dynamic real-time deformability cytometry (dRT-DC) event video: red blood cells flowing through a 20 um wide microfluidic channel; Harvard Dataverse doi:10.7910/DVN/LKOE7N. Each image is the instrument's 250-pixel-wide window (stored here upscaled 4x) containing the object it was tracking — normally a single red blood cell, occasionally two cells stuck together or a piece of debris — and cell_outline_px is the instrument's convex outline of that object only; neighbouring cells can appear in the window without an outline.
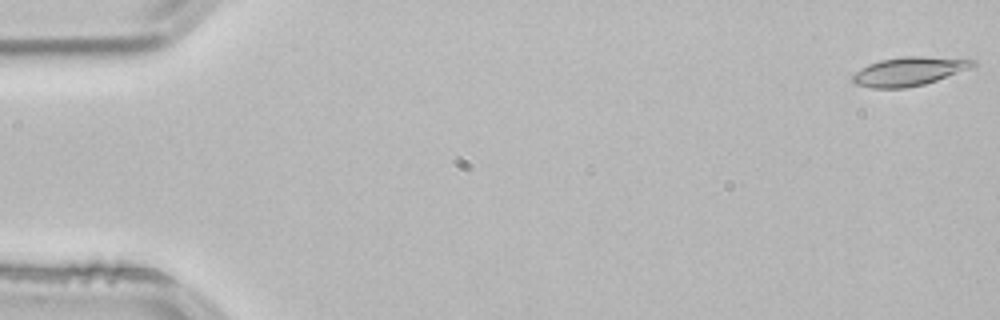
{"species": "common noctule bat (a hibernating species)", "species_latin": "Nyctalus noctula", "temperature_condition": "room temperature", "stored_images_in_passage": 51, "camera_frame_rate_fps": 3000, "um_per_image_px": 0.085, "animal": {"sex": "male", "body_mass_g": 21.5, "forearm_length_mm": 52.0}, "frame": {"image": 1, "passage_image": 1, "time_ms": 0.0, "image_size_px": [1000, 320], "cell_outline_px": [[976, 64], [968, 68], [936, 80], [924, 84], [904, 88], [872, 88], [856, 84], [852, 80], [852, 76], [860, 68], [868, 64], [880, 60], [904, 56], [968, 56], [976, 60]], "centroid_in_image_um": [77.34, 6.02], "position_along_channel_um": 7.7, "area_um2": 20.46}}
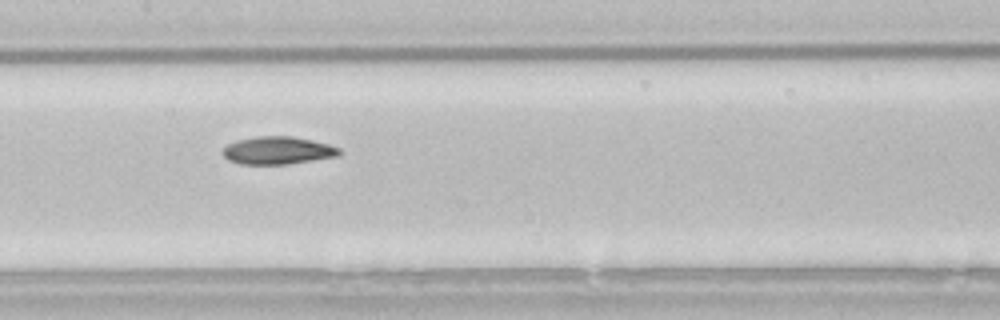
{"frame": {"image": 2, "passage_image": 26, "time_ms": 8.333, "image_size_px": [1000, 320], "cell_outline_px": [[340, 156], [288, 164], [240, 164], [228, 160], [220, 152], [228, 144], [236, 140], [256, 136], [292, 136], [312, 140], [328, 144], [340, 148]], "centroid_in_image_um": [23.6, 12.79], "position_along_channel_um": 183.8, "area_um2": 18.96}}
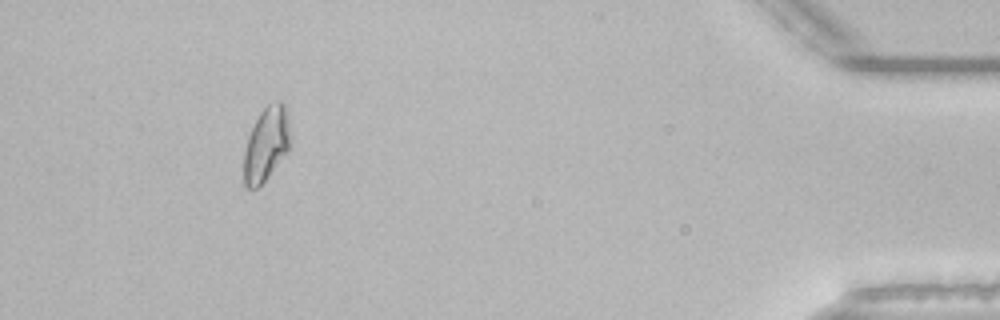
{"frame": {"image": 3, "passage_image": 49, "time_ms": 16.0, "image_size_px": [1000, 320], "cell_outline_px": [[292, 148], [268, 176], [256, 188], [248, 188], [244, 184], [244, 152], [248, 136], [260, 112], [268, 104], [276, 100], [280, 100], [284, 104], [288, 112], [292, 136]], "centroid_in_image_um": [22.7, 12.2], "position_along_channel_um": 412.5, "area_um2": 20.52}}